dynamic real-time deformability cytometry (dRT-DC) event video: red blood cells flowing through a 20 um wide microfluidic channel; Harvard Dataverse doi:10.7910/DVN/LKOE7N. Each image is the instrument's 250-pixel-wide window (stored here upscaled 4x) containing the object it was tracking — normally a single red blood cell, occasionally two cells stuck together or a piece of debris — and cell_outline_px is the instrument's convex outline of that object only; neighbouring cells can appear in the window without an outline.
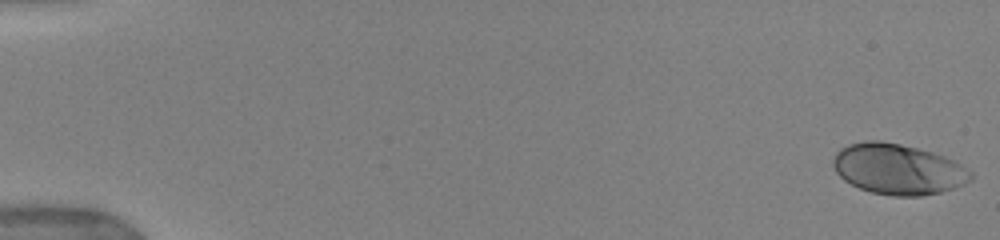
{"species": "human", "species_latin": "Homo sapiens", "temperature_condition": "warm", "stored_images_in_passage": 47, "camera_frame_rate_fps": 3000, "um_per_image_px": 0.085, "donor": {"sex": "female"}, "frame": {"image": 1, "passage_image": 1, "time_ms": 0.0, "image_size_px": [1000, 240], "cell_outline_px": [[972, 180], [964, 184], [940, 192], [920, 196], [892, 196], [872, 192], [860, 188], [844, 180], [836, 172], [832, 164], [832, 160], [836, 152], [840, 148], [848, 144], [864, 140], [880, 140], [900, 144], [932, 152], [944, 156], [960, 164], [972, 172]], "centroid_in_image_um": [76.3, 14.37], "position_along_channel_um": 8.7, "area_um2": 40.58}}
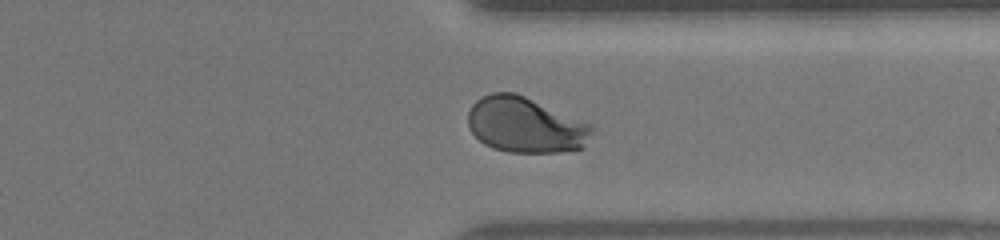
{"frame": {"image": 2, "passage_image": 37, "time_ms": 13.333, "image_size_px": [1000, 240], "cell_outline_px": [[592, 132], [584, 148], [556, 152], [508, 152], [492, 148], [484, 144], [472, 132], [468, 124], [468, 112], [472, 104], [476, 100], [492, 92], [512, 92], [524, 96], [592, 124]], "centroid_in_image_um": [44.65, 10.63], "position_along_channel_um": 366.8, "area_um2": 39.94}}
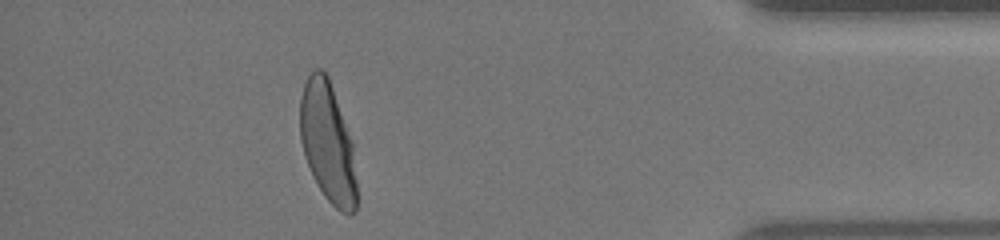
{"frame": {"image": 3, "passage_image": 43, "time_ms": 15.333, "image_size_px": [1000, 240], "cell_outline_px": [[356, 212], [340, 212], [324, 196], [304, 156], [300, 140], [300, 96], [304, 84], [308, 76], [316, 68], [320, 68], [328, 76], [352, 140], [356, 180]], "centroid_in_image_um": [27.84, 12.08], "position_along_channel_um": 407.4, "area_um2": 39.25}, "authors_computed_cell_mechanics": {"area_um2": 39.4774, "velocity_mm_per_s": 3.9314, "shape_relaxation_time_tau1_ms": 3.7224, "shape_relaxation_time_tau2_ms": null, "deformation_change_tau1": 0.19, "deformation_change_tau2": null}}